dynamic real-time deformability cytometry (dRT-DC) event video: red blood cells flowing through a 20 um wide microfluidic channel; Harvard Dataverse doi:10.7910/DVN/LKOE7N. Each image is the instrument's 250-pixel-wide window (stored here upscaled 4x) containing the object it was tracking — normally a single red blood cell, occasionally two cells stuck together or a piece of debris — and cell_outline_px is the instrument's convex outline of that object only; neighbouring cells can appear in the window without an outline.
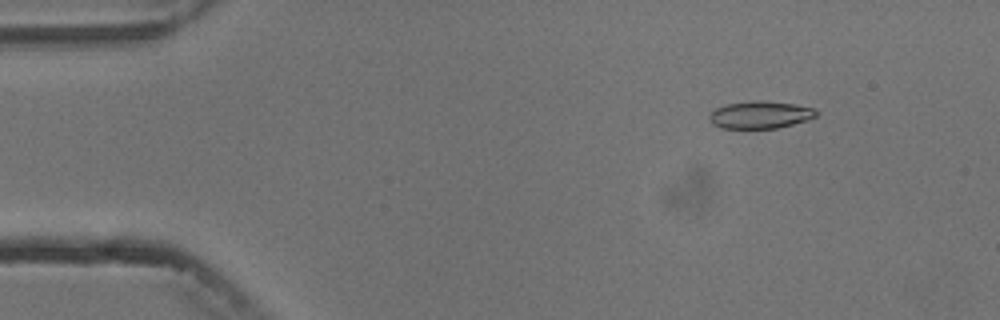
{"species": "common noctule bat (a hibernating species)", "species_latin": "Nyctalus noctula", "temperature_condition": "cold", "stored_images_in_passage": 3, "camera_frame_rate_fps": 3000, "um_per_image_px": 0.085, "animal": {"sex": "male", "body_mass_g": 13.3}, "frame": {"image": 1, "passage_image": 1, "time_ms": 0.0, "image_size_px": [1000, 320], "cell_outline_px": [[816, 116], [808, 120], [776, 128], [720, 128], [712, 124], [708, 120], [708, 116], [716, 108], [724, 104], [752, 100], [760, 100], [792, 104], [816, 108]], "centroid_in_image_um": [64.57, 9.75], "position_along_channel_um": 20.4, "area_um2": 17.11}}